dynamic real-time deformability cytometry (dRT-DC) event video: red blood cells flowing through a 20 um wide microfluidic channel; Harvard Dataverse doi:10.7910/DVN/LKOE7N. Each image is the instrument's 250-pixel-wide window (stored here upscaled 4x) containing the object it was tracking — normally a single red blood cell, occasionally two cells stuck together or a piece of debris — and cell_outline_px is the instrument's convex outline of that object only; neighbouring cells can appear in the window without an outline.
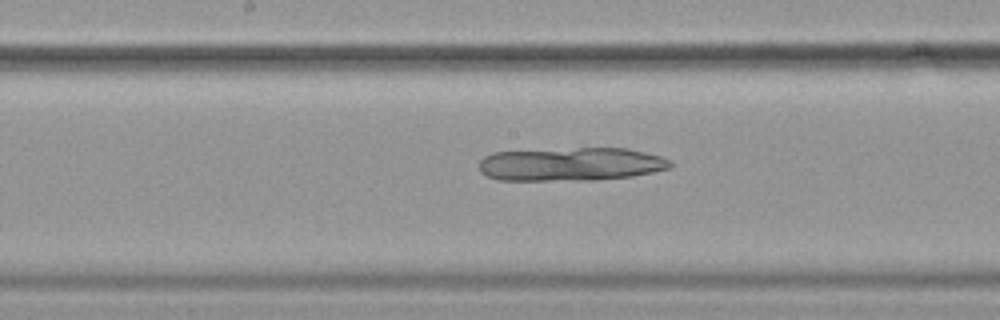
{"species": "common noctule bat (a hibernating species)", "species_latin": "Nyctalus noctula", "temperature_condition": "cold", "stored_images_in_passage": 44, "camera_frame_rate_fps": 3000, "um_per_image_px": 0.085, "animal": {"sex": "female", "body_mass_g": 19.9}, "frame": {"image": 1, "passage_image": 18, "time_ms": 5.667, "image_size_px": [1000, 320], "cell_outline_px": [[672, 168], [632, 176], [596, 180], [500, 180], [488, 176], [480, 172], [480, 160], [484, 156], [492, 152], [580, 148], [628, 148], [660, 156], [668, 160], [672, 164]], "centroid_in_image_um": [48.53, 13.96], "position_along_channel_um": 199.7, "area_um2": 37.22}}
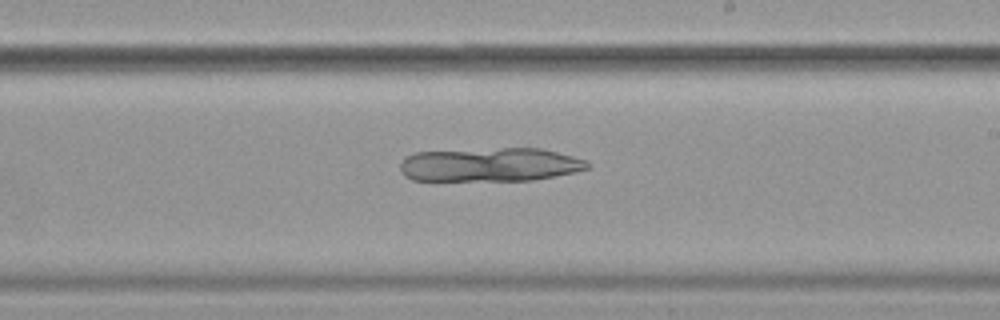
{"frame": {"image": 2, "passage_image": 22, "time_ms": 7.0, "image_size_px": [1000, 320], "cell_outline_px": [[592, 164], [588, 168], [576, 172], [532, 180], [412, 180], [404, 176], [400, 172], [400, 164], [408, 156], [416, 152], [504, 148], [544, 148], [588, 160]], "centroid_in_image_um": [41.71, 13.99], "position_along_channel_um": 247.3, "area_um2": 36.93}}